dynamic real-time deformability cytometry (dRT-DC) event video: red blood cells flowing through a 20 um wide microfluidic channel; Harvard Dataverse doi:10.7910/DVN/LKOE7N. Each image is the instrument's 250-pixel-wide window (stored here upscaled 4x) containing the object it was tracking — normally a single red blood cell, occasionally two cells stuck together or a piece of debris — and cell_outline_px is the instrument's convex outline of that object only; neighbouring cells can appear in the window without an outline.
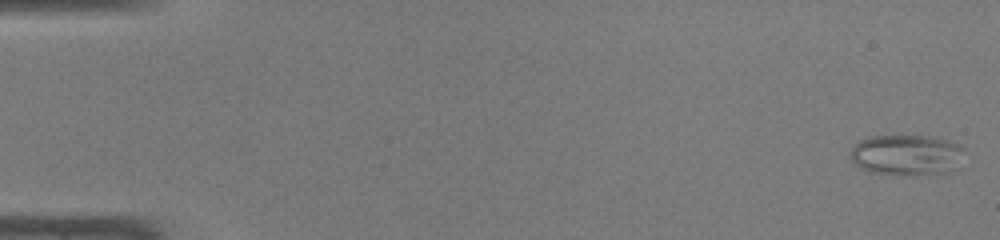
{"species": "common noctule bat (a hibernating species)", "species_latin": "Nyctalus noctula", "temperature_condition": "warm", "stored_images_in_passage": 47, "camera_frame_rate_fps": 3000, "um_per_image_px": 0.085, "animal": {"sex": "male", "body_mass_g": 19.0, "forearm_length_mm": 50.8}, "frame": {"image": 1, "passage_image": 1, "time_ms": 0.0, "image_size_px": [1000, 240], "cell_outline_px": [[964, 152], [956, 172], [940, 176], [912, 176], [868, 172], [856, 164], [852, 160], [852, 148], [860, 140], [872, 136], [928, 136], [948, 140], [964, 148]], "centroid_in_image_um": [77.16, 13.22], "position_along_channel_um": 7.8, "area_um2": 27.74}}
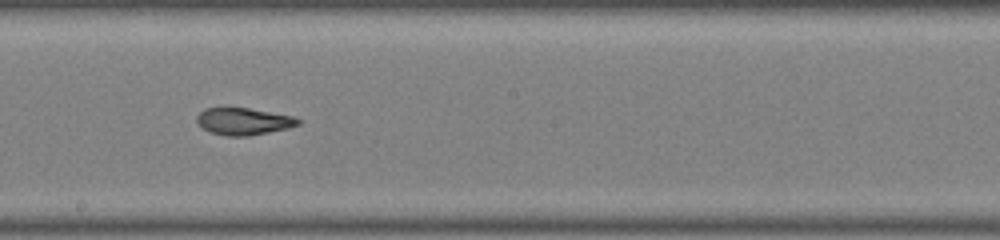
{"frame": {"image": 2, "passage_image": 27, "time_ms": 8.667, "image_size_px": [1000, 240], "cell_outline_px": [[300, 124], [288, 128], [248, 136], [228, 136], [212, 132], [200, 128], [196, 120], [196, 116], [204, 108], [248, 108], [292, 116], [300, 120]], "centroid_in_image_um": [20.66, 10.32], "position_along_channel_um": 227.5, "area_um2": 15.84}}
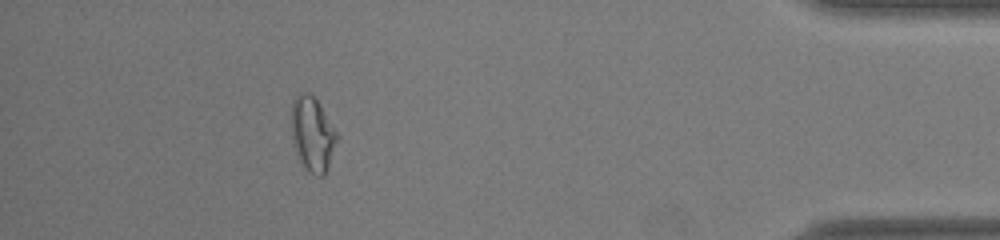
{"frame": {"image": 3, "passage_image": 43, "time_ms": 14.0, "image_size_px": [1000, 240], "cell_outline_px": [[340, 136], [328, 168], [324, 176], [316, 176], [308, 172], [300, 160], [292, 136], [292, 100], [300, 92], [308, 92], [320, 104]], "centroid_in_image_um": [26.6, 11.4], "position_along_channel_um": 408.6, "area_um2": 19.83}, "authors_computed_cell_mechanics": {"area_um2": 18.0914, "velocity_mm_per_s": 4.2974, "shape_relaxation_time_tau1_ms": null, "shape_relaxation_time_tau2_ms": 2.2978, "deformation_change_tau1": null, "deformation_change_tau2": 0.0836}}